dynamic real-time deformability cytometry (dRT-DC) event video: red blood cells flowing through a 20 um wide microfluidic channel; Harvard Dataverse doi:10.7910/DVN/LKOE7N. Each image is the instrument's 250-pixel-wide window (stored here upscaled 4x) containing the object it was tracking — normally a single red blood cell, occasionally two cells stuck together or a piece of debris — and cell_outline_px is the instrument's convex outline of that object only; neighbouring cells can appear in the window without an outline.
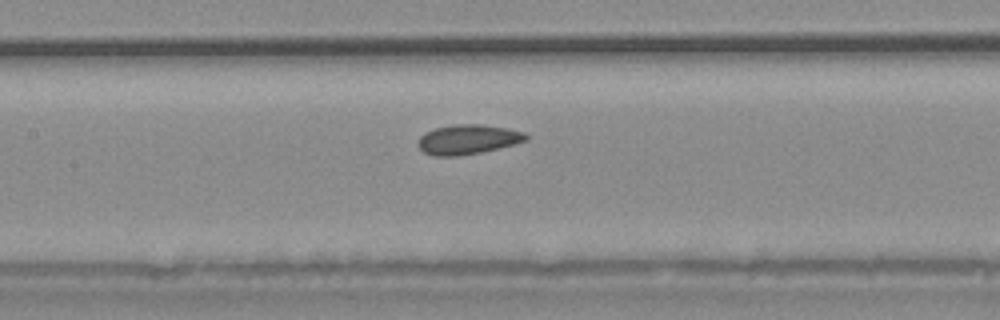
{"species": "common noctule bat (a hibernating species)", "species_latin": "Nyctalus noctula", "temperature_condition": "warm", "stored_images_in_passage": 38, "camera_frame_rate_fps": 3000, "um_per_image_px": 0.085, "animal": {"sex": "male", "body_mass_g": 20.4}, "frame": {"image": 1, "passage_image": 17, "time_ms": 5.333, "image_size_px": [1000, 320], "cell_outline_px": [[528, 140], [480, 152], [460, 156], [432, 156], [424, 152], [416, 144], [420, 136], [424, 132], [436, 128], [456, 124], [480, 124], [508, 128], [524, 132], [528, 136]], "centroid_in_image_um": [39.73, 11.85], "position_along_channel_um": 167.7, "area_um2": 18.61}}